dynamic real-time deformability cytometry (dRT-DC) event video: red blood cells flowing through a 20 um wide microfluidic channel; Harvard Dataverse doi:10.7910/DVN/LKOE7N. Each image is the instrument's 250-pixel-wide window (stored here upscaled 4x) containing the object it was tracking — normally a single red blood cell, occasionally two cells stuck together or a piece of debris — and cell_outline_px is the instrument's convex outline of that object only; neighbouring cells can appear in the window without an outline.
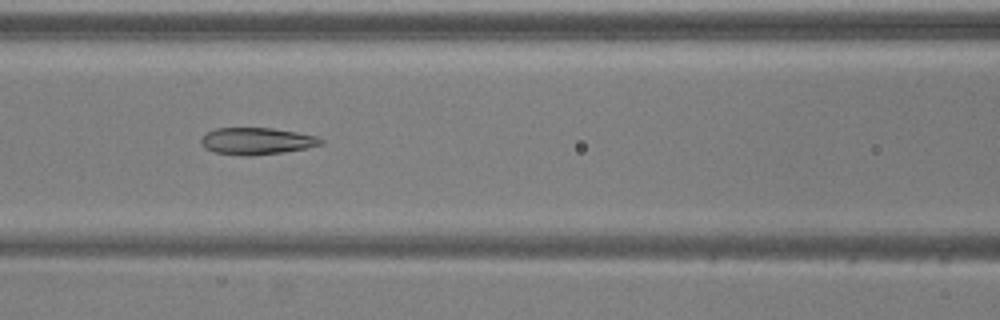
{"species": "common noctule bat (a hibernating species)", "species_latin": "Nyctalus noctula", "temperature_condition": "warm", "stored_images_in_passage": 50, "camera_frame_rate_fps": 3000, "um_per_image_px": 0.085, "animal": {"sex": "male", "body_mass_g": 20.5, "forearm_length_mm": 52.5}, "frame": {"image": 1, "passage_image": 21, "time_ms": 6.667, "image_size_px": [1000, 320], "cell_outline_px": [[324, 144], [284, 152], [248, 156], [244, 156], [216, 152], [204, 148], [200, 140], [208, 132], [216, 128], [272, 128], [296, 132], [316, 136], [324, 140]], "centroid_in_image_um": [21.83, 11.99], "position_along_channel_um": 144.8, "area_um2": 18.61}}
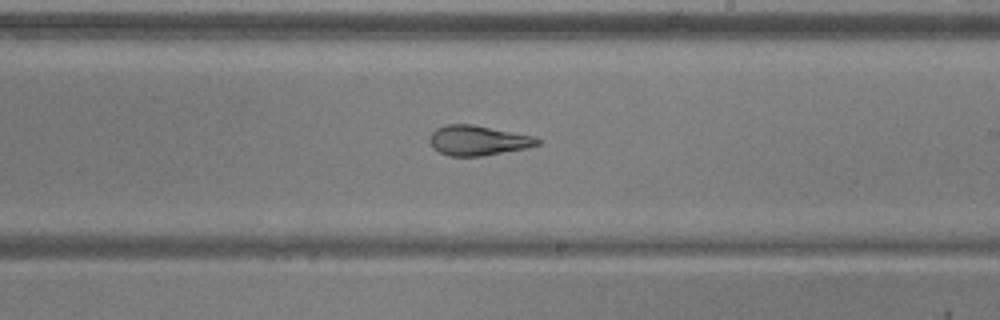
{"frame": {"image": 2, "passage_image": 29, "time_ms": 9.333, "image_size_px": [1000, 320], "cell_outline_px": [[540, 144], [528, 148], [484, 156], [448, 156], [432, 148], [428, 140], [432, 132], [436, 128], [448, 124], [472, 124], [532, 136], [540, 140]], "centroid_in_image_um": [40.6, 11.95], "position_along_channel_um": 248.4, "area_um2": 18.84}}
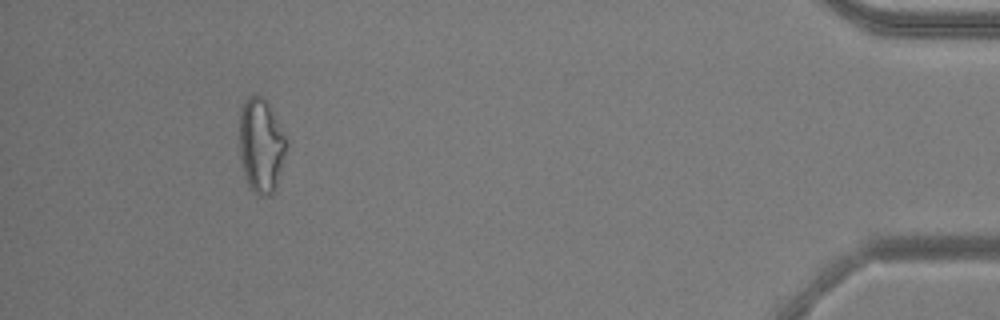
{"frame": {"image": 3, "passage_image": 47, "time_ms": 15.333, "image_size_px": [1000, 320], "cell_outline_px": [[288, 144], [276, 184], [272, 192], [268, 196], [256, 196], [248, 184], [244, 176], [240, 156], [240, 112], [244, 100], [248, 96], [260, 96], [268, 104], [288, 140]], "centroid_in_image_um": [22.18, 12.38], "position_along_channel_um": 413.0, "area_um2": 25.61}, "authors_computed_cell_mechanics": {"area_um2": 22.0796, "velocity_mm_per_s": 3.8921, "shape_relaxation_time_tau1_ms": 3.948, "shape_relaxation_time_tau2_ms": 2.9323, "deformation_change_tau1": 0.1653, "deformation_change_tau2": 0.1164}}